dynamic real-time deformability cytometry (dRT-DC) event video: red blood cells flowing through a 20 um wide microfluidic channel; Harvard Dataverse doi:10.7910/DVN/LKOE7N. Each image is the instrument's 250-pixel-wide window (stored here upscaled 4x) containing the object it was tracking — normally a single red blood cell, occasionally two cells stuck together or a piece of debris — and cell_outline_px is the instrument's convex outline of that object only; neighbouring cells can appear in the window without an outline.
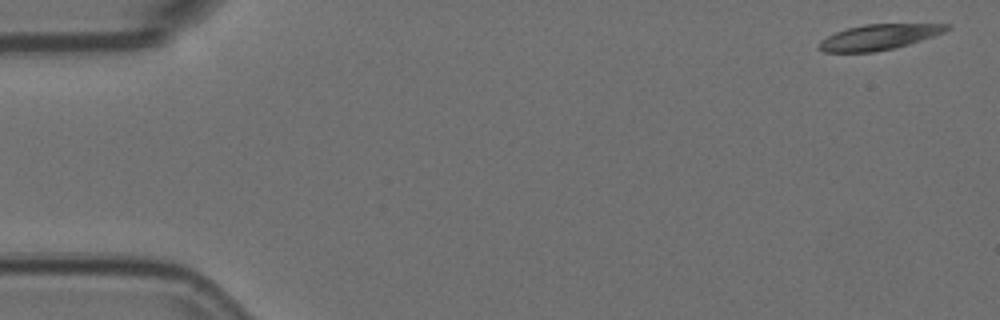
{"species": "Egyptian fruit bat (a non-hibernating species)", "species_latin": "Rousettus aegyptiacus", "temperature_condition": "room temperature", "stored_images_in_passage": 4, "camera_frame_rate_fps": 3000, "um_per_image_px": 0.085, "animal": {"sex": "female"}, "frame": {"image": 1, "passage_image": 1, "time_ms": 0.0, "image_size_px": [1000, 320], "cell_outline_px": [[952, 28], [944, 32], [896, 48], [872, 52], [824, 52], [816, 48], [816, 44], [820, 40], [836, 32], [848, 28], [864, 24], [952, 24]], "centroid_in_image_um": [74.67, 3.15], "position_along_channel_um": 10.3, "area_um2": 18.96}}
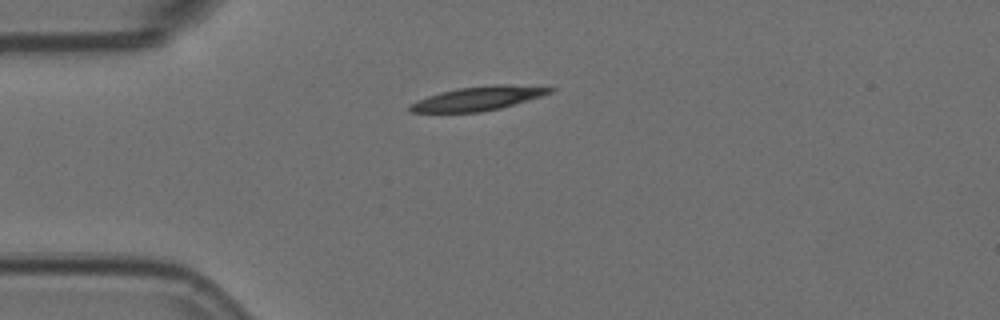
{"frame": {"image": 2, "passage_image": 4, "time_ms": 1.0, "image_size_px": [1000, 320], "cell_outline_px": [[556, 88], [552, 92], [540, 96], [500, 108], [480, 112], [408, 112], [408, 108], [412, 104], [428, 96], [440, 92], [456, 88], [492, 84], [504, 84]], "centroid_in_image_um": [40.63, 8.36], "position_along_channel_um": 44.4, "area_um2": 19.25}}